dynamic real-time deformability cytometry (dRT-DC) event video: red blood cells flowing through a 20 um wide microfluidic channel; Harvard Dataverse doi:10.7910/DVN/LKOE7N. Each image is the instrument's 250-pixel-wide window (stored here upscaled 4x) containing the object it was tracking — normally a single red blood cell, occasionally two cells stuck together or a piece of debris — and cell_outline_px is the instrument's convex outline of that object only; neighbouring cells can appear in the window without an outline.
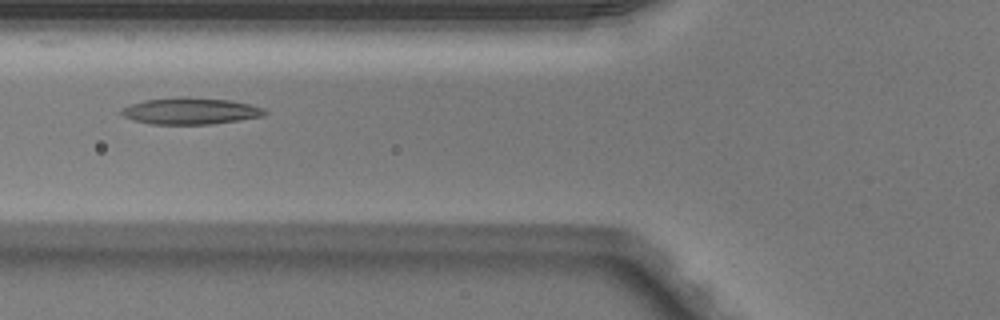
{"species": "Egyptian fruit bat (a non-hibernating species)", "species_latin": "Rousettus aegyptiacus", "temperature_condition": "warm", "stored_images_in_passage": 35, "camera_frame_rate_fps": 3000, "um_per_image_px": 0.085, "animal": {"sex": "male"}, "frame": {"image": 1, "passage_image": 5, "time_ms": 1.333, "image_size_px": [1000, 320], "cell_outline_px": [[268, 112], [264, 116], [240, 120], [212, 124], [152, 124], [132, 120], [124, 116], [120, 112], [120, 108], [144, 100], [228, 100], [252, 104], [264, 108]], "centroid_in_image_um": [16.23, 9.49], "position_along_channel_um": 109.6, "area_um2": 21.15}}
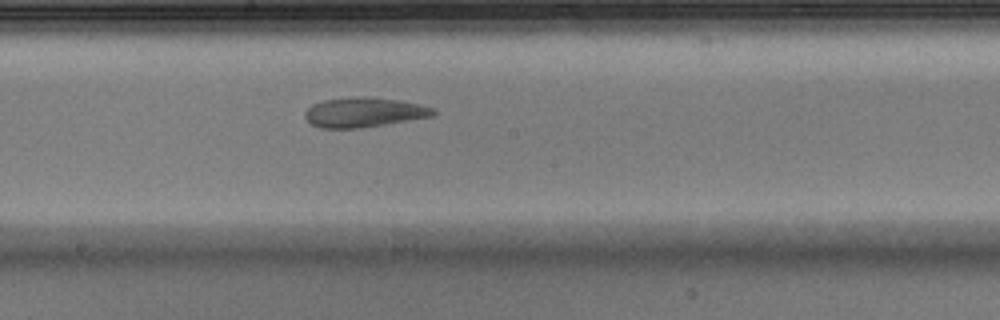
{"frame": {"image": 2, "passage_image": 13, "time_ms": 4.0, "image_size_px": [1000, 320], "cell_outline_px": [[436, 116], [360, 128], [320, 128], [312, 124], [304, 116], [304, 112], [312, 104], [324, 100], [352, 96], [368, 96], [396, 100], [420, 104], [432, 108], [436, 112]], "centroid_in_image_um": [30.93, 9.54], "position_along_channel_um": 217.3, "area_um2": 22.31}}
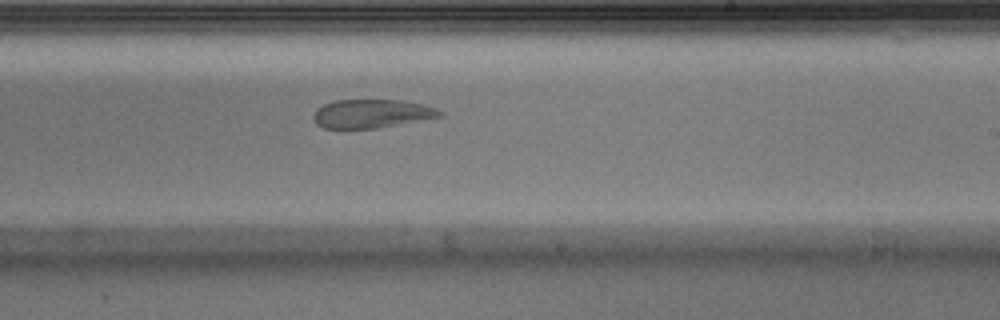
{"frame": {"image": 3, "passage_image": 16, "time_ms": 5.0, "image_size_px": [1000, 320], "cell_outline_px": [[444, 116], [376, 128], [348, 132], [340, 132], [324, 128], [316, 124], [312, 116], [316, 108], [324, 104], [336, 100], [400, 100], [420, 104], [436, 108], [444, 112]], "centroid_in_image_um": [31.5, 9.71], "position_along_channel_um": 257.5, "area_um2": 21.85}, "authors_computed_cell_mechanics": {"area_um2": 22.3686, "velocity_mm_per_s": 4.0338, "shape_relaxation_time_tau1_ms": null, "shape_relaxation_time_tau2_ms": 1.4488, "deformation_change_tau1": null, "deformation_change_tau2": 0.0699}}